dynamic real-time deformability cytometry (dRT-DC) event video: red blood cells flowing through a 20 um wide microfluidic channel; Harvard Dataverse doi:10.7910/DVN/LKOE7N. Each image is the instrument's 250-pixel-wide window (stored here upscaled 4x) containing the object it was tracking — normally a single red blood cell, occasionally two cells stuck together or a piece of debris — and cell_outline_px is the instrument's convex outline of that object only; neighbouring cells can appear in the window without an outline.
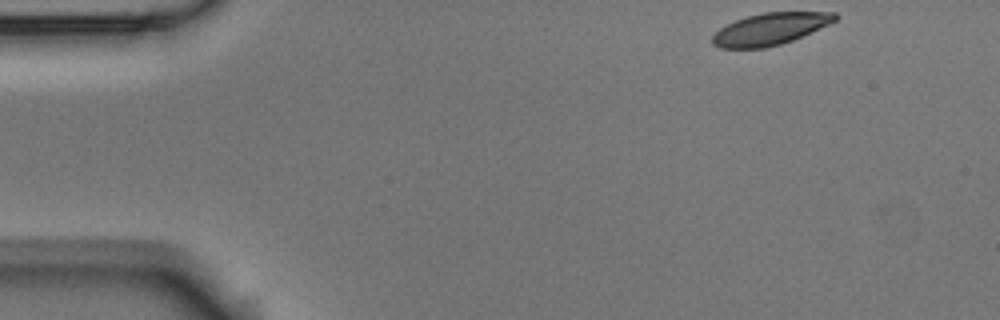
{"species": "Egyptian fruit bat (a non-hibernating species)", "species_latin": "Rousettus aegyptiacus", "temperature_condition": "room temperature", "stored_images_in_passage": 4, "camera_frame_rate_fps": 3000, "um_per_image_px": 0.085, "animal": {"sex": "male"}, "frame": {"image": 1, "passage_image": 1, "time_ms": 0.0, "image_size_px": [1000, 320], "cell_outline_px": [[840, 16], [836, 20], [828, 24], [792, 40], [780, 44], [764, 48], [720, 48], [712, 44], [712, 36], [720, 28], [736, 20], [748, 16], [764, 12], [836, 12]], "centroid_in_image_um": [65.46, 2.46], "position_along_channel_um": 19.5, "area_um2": 22.54}}
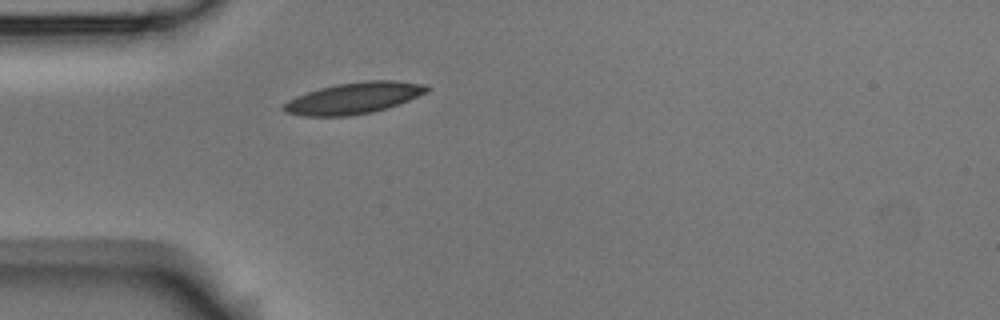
{"frame": {"image": 2, "passage_image": 4, "time_ms": 3.333, "image_size_px": [1000, 320], "cell_outline_px": [[432, 88], [428, 92], [408, 100], [372, 112], [348, 116], [304, 116], [284, 112], [280, 108], [288, 100], [296, 96], [320, 88], [340, 84], [364, 80], [396, 80], [428, 84]], "centroid_in_image_um": [30.09, 8.33], "position_along_channel_um": 54.9, "area_um2": 26.13}}